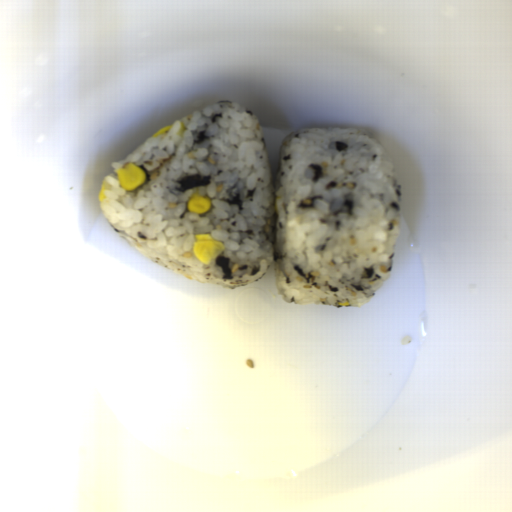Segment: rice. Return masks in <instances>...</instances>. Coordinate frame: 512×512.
I'll use <instances>...</instances> for the list:
<instances>
[{
  "mask_svg": "<svg viewBox=\"0 0 512 512\" xmlns=\"http://www.w3.org/2000/svg\"><path fill=\"white\" fill-rule=\"evenodd\" d=\"M124 160L111 162L106 198L113 230L154 263L202 283L239 289L274 266L287 303L362 307L392 273L401 234V180L368 130L305 128L286 136L275 182L262 126L233 101L176 120ZM131 162L147 181L123 189L115 170ZM211 198L204 215L186 201ZM226 247L209 264L196 234Z\"/></svg>",
  "mask_w": 512,
  "mask_h": 512,
  "instance_id": "rice-1",
  "label": "rice"
}]
</instances>
